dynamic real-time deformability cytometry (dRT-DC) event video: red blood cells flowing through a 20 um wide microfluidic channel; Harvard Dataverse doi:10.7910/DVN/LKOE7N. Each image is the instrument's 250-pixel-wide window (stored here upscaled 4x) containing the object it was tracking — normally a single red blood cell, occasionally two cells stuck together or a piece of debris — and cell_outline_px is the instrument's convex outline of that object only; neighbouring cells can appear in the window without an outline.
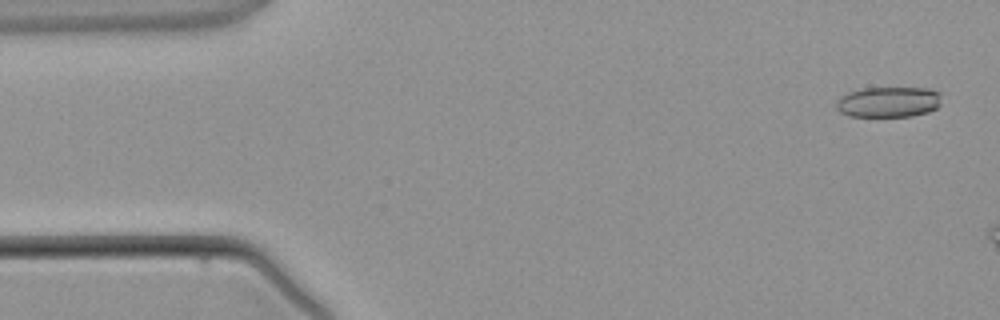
{"species": "common noctule bat (a hibernating species)", "species_latin": "Nyctalus noctula", "temperature_condition": "warm", "stored_images_in_passage": 3, "camera_frame_rate_fps": 3000, "um_per_image_px": 0.085, "animal": {"sex": "male", "body_mass_g": 21.5, "forearm_length_mm": 52.0}, "frame": {"image": 1, "passage_image": 1, "time_ms": 0.0, "image_size_px": [1000, 320], "cell_outline_px": [[940, 104], [936, 108], [928, 112], [912, 116], [848, 116], [840, 112], [836, 108], [836, 100], [840, 96], [848, 92], [864, 88], [932, 88], [940, 92]], "centroid_in_image_um": [75.52, 8.66], "position_along_channel_um": 9.5, "area_um2": 18.9}}